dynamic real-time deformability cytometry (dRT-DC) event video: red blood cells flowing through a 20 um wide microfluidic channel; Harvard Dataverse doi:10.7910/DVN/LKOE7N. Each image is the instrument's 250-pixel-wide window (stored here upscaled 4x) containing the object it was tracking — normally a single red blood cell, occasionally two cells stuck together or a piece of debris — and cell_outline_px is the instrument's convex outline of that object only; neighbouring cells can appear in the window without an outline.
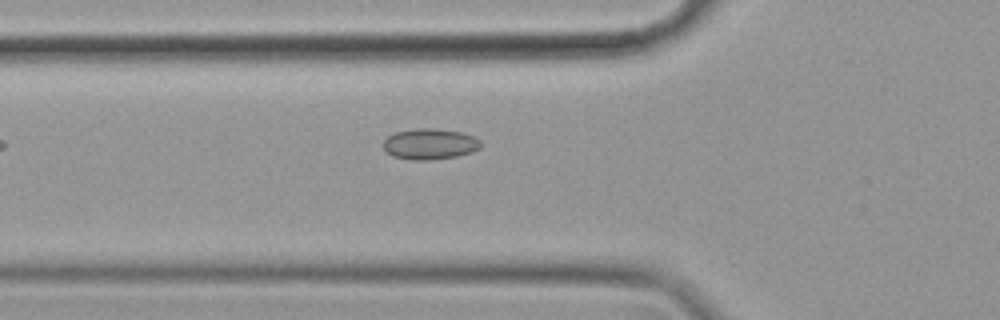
{"species": "common noctule bat (a hibernating species)", "species_latin": "Nyctalus noctula", "temperature_condition": "cold", "stored_images_in_passage": 43, "camera_frame_rate_fps": 3000, "um_per_image_px": 0.085, "animal": {"sex": "female", "body_mass_g": 19.9}, "frame": {"image": 1, "passage_image": 5, "time_ms": 1.333, "image_size_px": [1000, 320], "cell_outline_px": [[480, 148], [472, 152], [456, 156], [428, 160], [412, 160], [392, 156], [384, 148], [384, 140], [388, 136], [396, 132], [416, 128], [432, 128], [460, 132], [472, 136], [480, 140]], "centroid_in_image_um": [36.53, 12.24], "position_along_channel_um": 89.3, "area_um2": 17.34}}
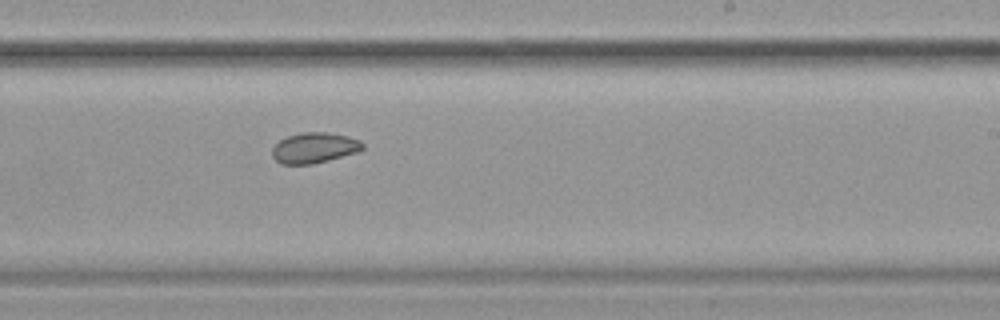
{"frame": {"image": 2, "passage_image": 20, "time_ms": 6.333, "image_size_px": [1000, 320], "cell_outline_px": [[364, 148], [360, 152], [312, 164], [280, 164], [272, 156], [272, 148], [280, 140], [288, 136], [304, 132], [328, 132], [348, 136], [360, 140], [364, 144]], "centroid_in_image_um": [26.75, 12.56], "position_along_channel_um": 262.3, "area_um2": 16.18}}
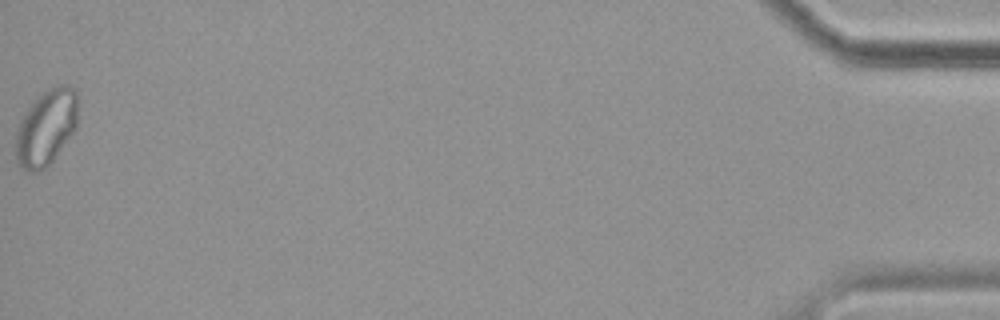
{"frame": {"image": 3, "passage_image": 43, "time_ms": 14.0, "image_size_px": [1000, 320], "cell_outline_px": [[76, 128], [52, 160], [40, 172], [32, 172], [24, 168], [16, 160], [16, 136], [20, 120], [28, 108], [48, 88], [60, 84], [68, 84], [76, 92]], "centroid_in_image_um": [3.92, 10.83], "position_along_channel_um": 431.3, "area_um2": 26.76}, "authors_computed_cell_mechanics": {"area_um2": 17.1088, "velocity_mm_per_s": 3.4732, "shape_relaxation_time_tau1_ms": null, "shape_relaxation_time_tau2_ms": 2.4939, "deformation_change_tau1": null, "deformation_change_tau2": 0.0525}}